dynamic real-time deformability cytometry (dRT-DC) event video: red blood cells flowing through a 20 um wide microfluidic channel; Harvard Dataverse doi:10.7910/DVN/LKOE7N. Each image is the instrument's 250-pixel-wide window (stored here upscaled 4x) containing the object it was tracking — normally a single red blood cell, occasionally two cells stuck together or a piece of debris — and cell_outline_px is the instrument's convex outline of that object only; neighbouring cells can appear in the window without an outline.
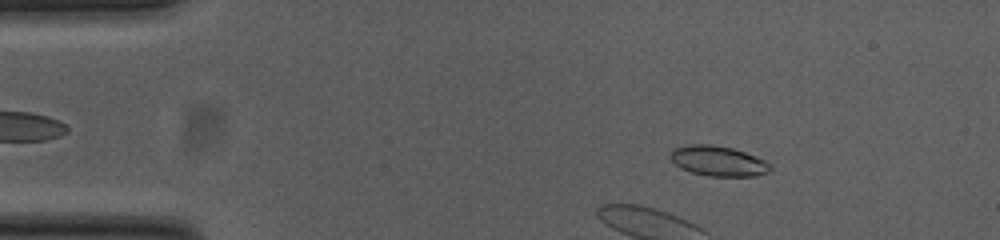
{"species": "common noctule bat (a hibernating species)", "species_latin": "Nyctalus noctula", "temperature_condition": "cold", "stored_images_in_passage": 44, "camera_frame_rate_fps": 3000, "um_per_image_px": 0.085, "animal": {"sex": "female", "body_mass_g": 23.0, "forearm_length_mm": 53.4}, "frame": {"image": 1, "passage_image": 7, "time_ms": 2.0, "image_size_px": [1000, 240], "cell_outline_px": [[772, 168], [768, 172], [756, 176], [708, 176], [692, 172], [680, 168], [668, 156], [676, 148], [688, 144], [712, 144], [732, 148], [744, 152], [764, 160], [772, 164]], "centroid_in_image_um": [61.06, 13.69], "position_along_channel_um": 23.9, "area_um2": 17.51}}
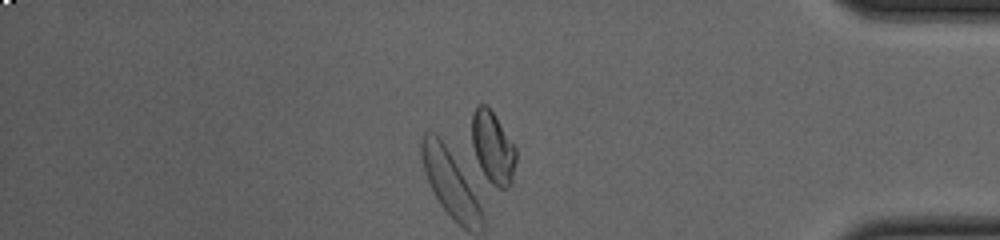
{"frame": {"image": 2, "passage_image": 44, "time_ms": 14.333, "image_size_px": [1000, 240], "cell_outline_px": [[516, 160], [512, 180], [508, 188], [500, 188], [492, 184], [480, 172], [472, 144], [472, 112], [476, 104], [484, 104], [492, 112], [516, 148]], "centroid_in_image_um": [41.87, 12.56], "position_along_channel_um": 393.3, "area_um2": 18.5}, "authors_computed_cell_mechanics": {"area_um2": 20.1144, "velocity_mm_per_s": 3.7187, "shape_relaxation_time_tau1_ms": 1.7439, "shape_relaxation_time_tau2_ms": null, "deformation_change_tau1": 0.0613, "deformation_change_tau2": null}}